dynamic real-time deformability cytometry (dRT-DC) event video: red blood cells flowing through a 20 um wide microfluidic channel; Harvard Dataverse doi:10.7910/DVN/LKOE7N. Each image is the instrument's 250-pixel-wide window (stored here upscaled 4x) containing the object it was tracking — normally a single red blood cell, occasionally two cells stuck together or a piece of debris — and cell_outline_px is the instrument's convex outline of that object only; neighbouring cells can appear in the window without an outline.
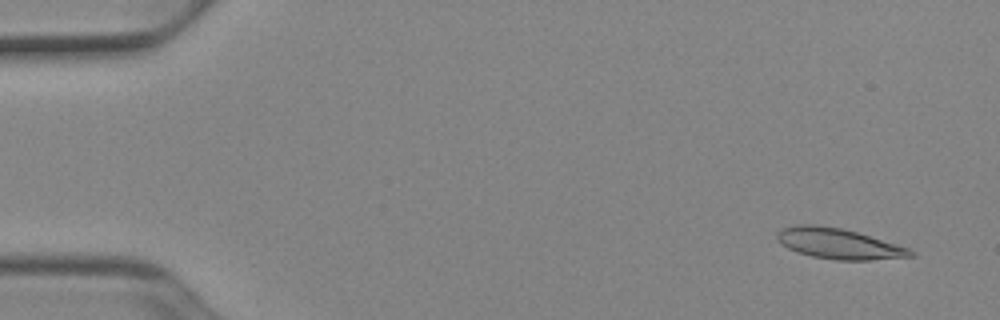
{"species": "Egyptian fruit bat (a non-hibernating species)", "species_latin": "Rousettus aegyptiacus", "temperature_condition": "cold", "stored_images_in_passage": 51, "camera_frame_rate_fps": 3000, "um_per_image_px": 0.085, "animal": {"sex": "female"}, "frame": {"image": 1, "passage_image": 3, "time_ms": 0.667, "image_size_px": [1000, 320], "cell_outline_px": [[916, 256], [868, 260], [836, 260], [812, 256], [796, 252], [780, 244], [776, 240], [776, 232], [780, 228], [796, 224], [816, 224], [840, 228], [856, 232], [896, 244], [908, 248], [916, 252]], "centroid_in_image_um": [71.23, 20.7], "position_along_channel_um": 13.8, "area_um2": 23.87}}
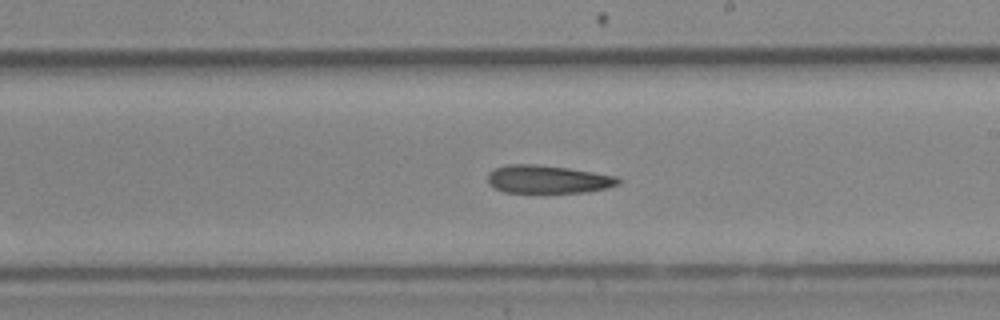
{"frame": {"image": 2, "passage_image": 30, "time_ms": 9.667, "image_size_px": [1000, 320], "cell_outline_px": [[620, 184], [608, 188], [588, 192], [504, 192], [492, 188], [488, 184], [488, 172], [496, 168], [508, 164], [532, 164], [568, 168], [620, 176]], "centroid_in_image_um": [46.59, 15.24], "position_along_channel_um": 242.4, "area_um2": 21.5}}
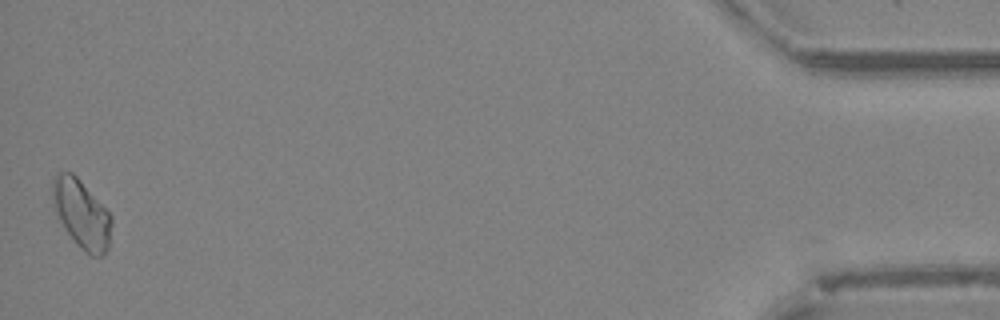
{"frame": {"image": 3, "passage_image": 51, "time_ms": 16.667, "image_size_px": [1000, 320], "cell_outline_px": [[112, 224], [108, 248], [100, 256], [92, 256], [80, 248], [68, 232], [60, 220], [52, 200], [52, 176], [56, 172], [72, 172], [80, 180], [112, 216]], "centroid_in_image_um": [6.93, 18.16], "position_along_channel_um": 428.3, "area_um2": 23.18}, "authors_computed_cell_mechanics": {"area_um2": 22.4264, "velocity_mm_per_s": 3.911, "shape_relaxation_time_tau1_ms": 7.1492, "shape_relaxation_time_tau2_ms": null, "deformation_change_tau1": 0.1536, "deformation_change_tau2": null}}